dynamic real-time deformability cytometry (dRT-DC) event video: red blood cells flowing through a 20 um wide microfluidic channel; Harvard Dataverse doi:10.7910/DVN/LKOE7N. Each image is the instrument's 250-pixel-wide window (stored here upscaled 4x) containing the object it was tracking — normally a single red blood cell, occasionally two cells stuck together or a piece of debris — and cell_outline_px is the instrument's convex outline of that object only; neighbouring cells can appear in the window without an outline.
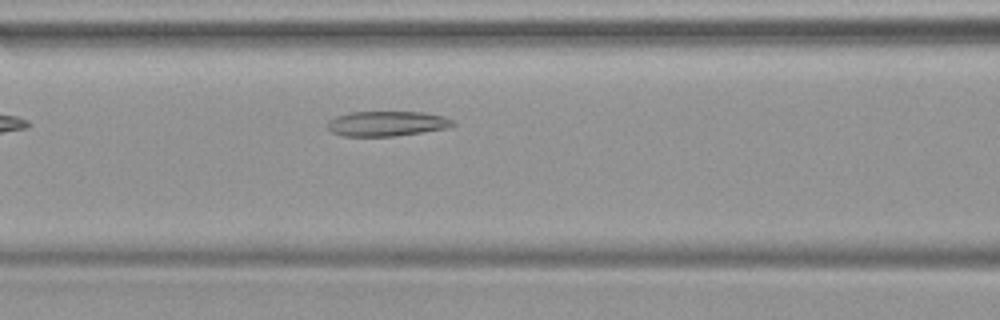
{"species": "common noctule bat (a hibernating species)", "species_latin": "Nyctalus noctula", "temperature_condition": "warm", "stored_images_in_passage": 33, "camera_frame_rate_fps": 3000, "um_per_image_px": 0.085, "animal": {"sex": "female", "body_mass_g": 19.9}, "frame": {"image": 1, "passage_image": 5, "time_ms": 1.333, "image_size_px": [1000, 320], "cell_outline_px": [[456, 124], [448, 128], [396, 136], [344, 136], [332, 132], [324, 124], [328, 120], [336, 116], [348, 112], [424, 112], [444, 116], [452, 120]], "centroid_in_image_um": [32.86, 10.5], "position_along_channel_um": 133.7, "area_um2": 18.44}}
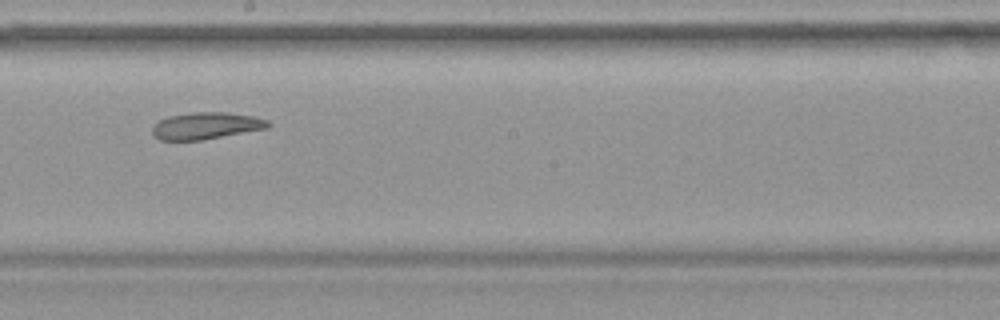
{"frame": {"image": 2, "passage_image": 12, "time_ms": 3.667, "image_size_px": [1000, 320], "cell_outline_px": [[272, 124], [268, 128], [200, 140], [160, 140], [152, 136], [152, 128], [160, 120], [168, 116], [192, 112], [228, 112], [256, 116], [268, 120]], "centroid_in_image_um": [17.54, 10.68], "position_along_channel_um": 230.7, "area_um2": 18.21}}
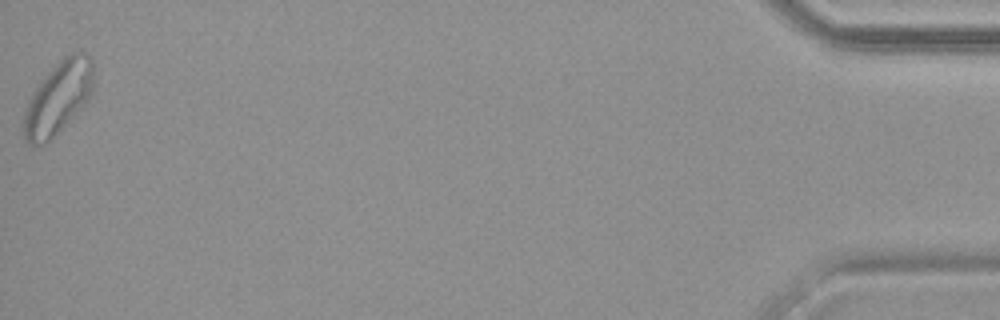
{"frame": {"image": 3, "passage_image": 33, "time_ms": 10.667, "image_size_px": [1000, 320], "cell_outline_px": [[92, 92], [88, 100], [52, 140], [48, 144], [28, 144], [24, 140], [24, 108], [32, 92], [40, 80], [68, 52], [84, 52], [92, 56]], "centroid_in_image_um": [4.93, 8.32], "position_along_channel_um": 430.3, "area_um2": 29.77}}